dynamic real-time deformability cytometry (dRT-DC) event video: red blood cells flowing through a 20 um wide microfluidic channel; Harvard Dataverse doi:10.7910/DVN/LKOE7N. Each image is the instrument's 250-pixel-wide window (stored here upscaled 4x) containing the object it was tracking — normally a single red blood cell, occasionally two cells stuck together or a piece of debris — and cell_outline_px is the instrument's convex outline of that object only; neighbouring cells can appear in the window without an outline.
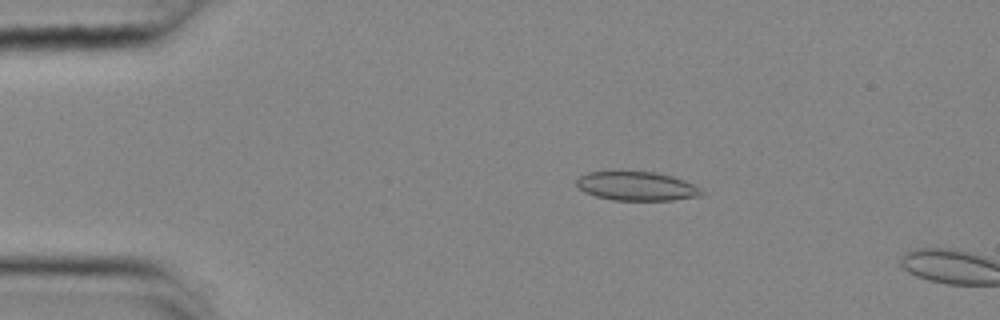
{"species": "common noctule bat (a hibernating species)", "species_latin": "Nyctalus noctula", "temperature_condition": "cold", "stored_images_in_passage": 13, "camera_frame_rate_fps": 3000, "um_per_image_px": 0.085, "animal": {"sex": "female", "body_mass_g": 25.1}, "frame": {"image": 1, "passage_image": 11, "time_ms": 3.333, "image_size_px": [1000, 320], "cell_outline_px": [[704, 192], [700, 196], [672, 200], [612, 200], [596, 196], [584, 192], [576, 184], [576, 180], [580, 176], [588, 172], [620, 168], [656, 172], [672, 176], [684, 180], [700, 188]], "centroid_in_image_um": [54.06, 15.77], "position_along_channel_um": 30.9, "area_um2": 21.91}}